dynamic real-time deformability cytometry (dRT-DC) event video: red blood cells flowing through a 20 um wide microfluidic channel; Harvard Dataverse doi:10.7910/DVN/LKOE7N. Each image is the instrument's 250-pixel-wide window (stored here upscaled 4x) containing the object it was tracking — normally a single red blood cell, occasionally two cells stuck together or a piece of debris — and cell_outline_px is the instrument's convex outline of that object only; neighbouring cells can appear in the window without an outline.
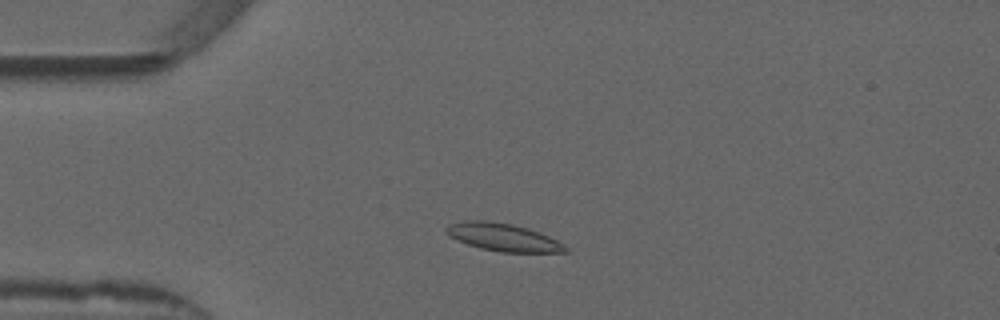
{"species": "common noctule bat (a hibernating species)", "species_latin": "Nyctalus noctula", "temperature_condition": "warm", "stored_images_in_passage": 48, "camera_frame_rate_fps": 3000, "um_per_image_px": 0.085, "animal": {"sex": "male", "forearm_length_mm": 52.5}, "frame": {"image": 1, "passage_image": 8, "time_ms": 2.333, "image_size_px": [1000, 320], "cell_outline_px": [[572, 252], [500, 252], [480, 248], [456, 240], [448, 236], [444, 228], [448, 224], [464, 220], [488, 220], [512, 224], [528, 228], [540, 232], [564, 244]], "centroid_in_image_um": [42.74, 20.16], "position_along_channel_um": 42.3, "area_um2": 19.48}}
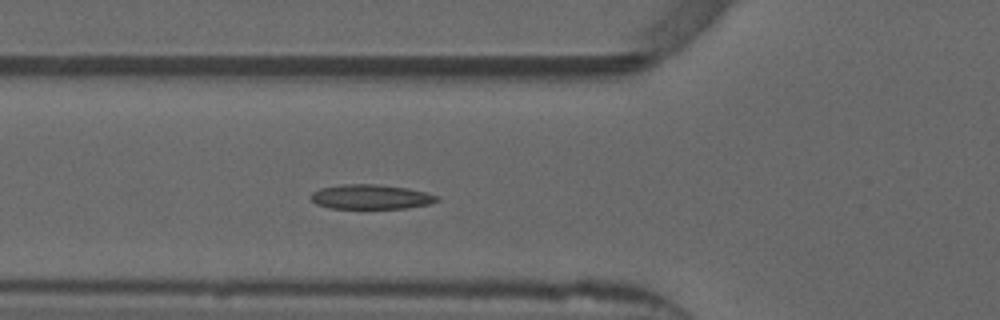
{"frame": {"image": 2, "passage_image": 14, "time_ms": 4.333, "image_size_px": [1000, 320], "cell_outline_px": [[440, 200], [428, 204], [408, 208], [328, 208], [316, 204], [312, 200], [312, 192], [320, 188], [344, 184], [376, 184], [408, 188], [428, 192], [436, 196]], "centroid_in_image_um": [31.53, 16.73], "position_along_channel_um": 94.3, "area_um2": 18.03}, "authors_computed_cell_mechanics": {"area_um2": 17.6579, "velocity_mm_per_s": 3.8263, "shape_relaxation_time_tau1_ms": 6.7228, "shape_relaxation_time_tau2_ms": 2.1199, "deformation_change_tau1": 0.1688, "deformation_change_tau2": 0.0692}}